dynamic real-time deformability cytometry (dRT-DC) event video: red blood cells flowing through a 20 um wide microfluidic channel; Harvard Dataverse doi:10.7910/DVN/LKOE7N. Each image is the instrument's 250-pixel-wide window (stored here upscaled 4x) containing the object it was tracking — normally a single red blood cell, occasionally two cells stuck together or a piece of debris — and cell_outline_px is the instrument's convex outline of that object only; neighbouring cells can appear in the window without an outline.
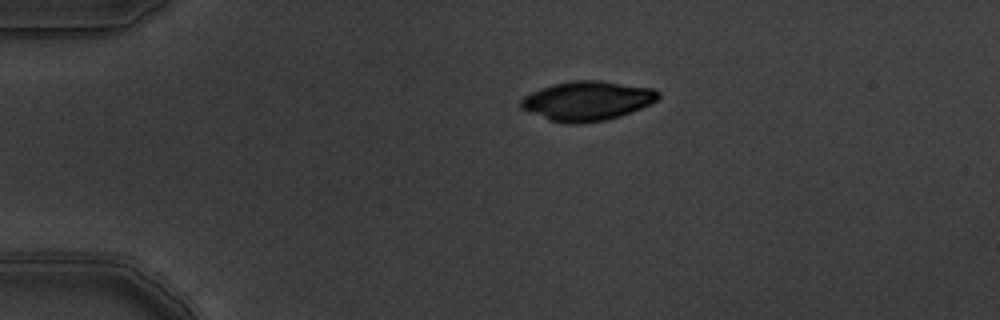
{"species": "common noctule bat (a hibernating species)", "species_latin": "Nyctalus noctula", "temperature_condition": "warm", "stored_images_in_passage": 7, "camera_frame_rate_fps": 3000, "um_per_image_px": 0.085, "animal": {"sex": "male", "body_mass_g": 19.5, "forearm_length_mm": 54.6}, "frame": {"image": 1, "passage_image": 1, "time_ms": 0.0, "image_size_px": [1000, 320], "cell_outline_px": [[660, 96], [652, 104], [620, 116], [608, 120], [580, 124], [568, 124], [552, 120], [528, 112], [520, 108], [520, 100], [524, 96], [532, 92], [552, 84], [572, 80], [600, 80], [652, 88], [660, 92]], "centroid_in_image_um": [49.92, 8.57], "position_along_channel_um": 35.1, "area_um2": 31.67}}